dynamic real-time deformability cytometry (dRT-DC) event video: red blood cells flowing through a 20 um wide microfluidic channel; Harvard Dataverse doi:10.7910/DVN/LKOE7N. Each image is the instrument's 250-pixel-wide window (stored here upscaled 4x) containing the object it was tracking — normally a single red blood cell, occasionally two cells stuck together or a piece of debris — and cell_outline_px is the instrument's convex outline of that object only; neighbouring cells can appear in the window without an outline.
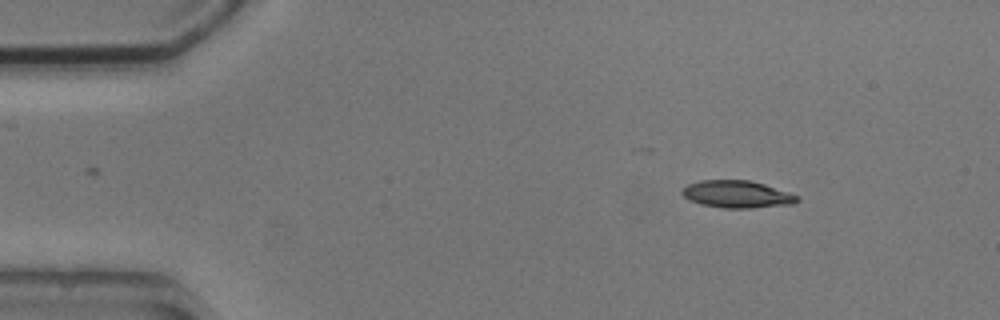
{"species": "common noctule bat (a hibernating species)", "species_latin": "Nyctalus noctula", "temperature_condition": "cold", "stored_images_in_passage": 3, "camera_frame_rate_fps": 3000, "um_per_image_px": 0.085, "animal": {"sex": "male", "body_mass_g": 20.5, "forearm_length_mm": 52.5}, "frame": {"image": 1, "passage_image": 1, "time_ms": 0.0, "image_size_px": [1000, 320], "cell_outline_px": [[800, 200], [792, 204], [752, 208], [724, 208], [700, 204], [688, 200], [680, 192], [688, 184], [700, 180], [748, 180], [764, 184], [800, 196]], "centroid_in_image_um": [62.64, 16.51], "position_along_channel_um": 22.4, "area_um2": 18.32}}